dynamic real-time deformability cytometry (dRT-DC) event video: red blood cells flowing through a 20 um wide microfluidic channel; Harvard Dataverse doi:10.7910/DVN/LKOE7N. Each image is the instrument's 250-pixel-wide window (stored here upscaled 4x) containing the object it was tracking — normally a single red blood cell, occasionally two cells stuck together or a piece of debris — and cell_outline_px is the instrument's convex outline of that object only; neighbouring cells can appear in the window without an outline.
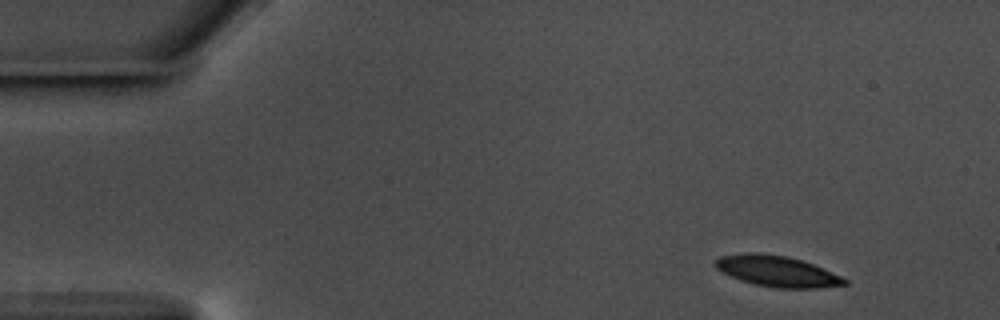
{"species": "common noctule bat (a hibernating species)", "species_latin": "Nyctalus noctula", "temperature_condition": "warm", "stored_images_in_passage": 53, "camera_frame_rate_fps": 3000, "um_per_image_px": 0.085, "animal": {"sex": "male", "body_mass_g": 17.5, "forearm_length_mm": 52.3}, "frame": {"image": 1, "passage_image": 1, "time_ms": 0.0, "image_size_px": [1000, 320], "cell_outline_px": [[848, 284], [816, 288], [776, 288], [756, 284], [740, 280], [716, 268], [716, 260], [720, 256], [748, 252], [756, 252], [788, 256], [812, 264], [840, 276], [848, 280]], "centroid_in_image_um": [66.05, 23.05], "position_along_channel_um": 18.9, "area_um2": 22.89}}
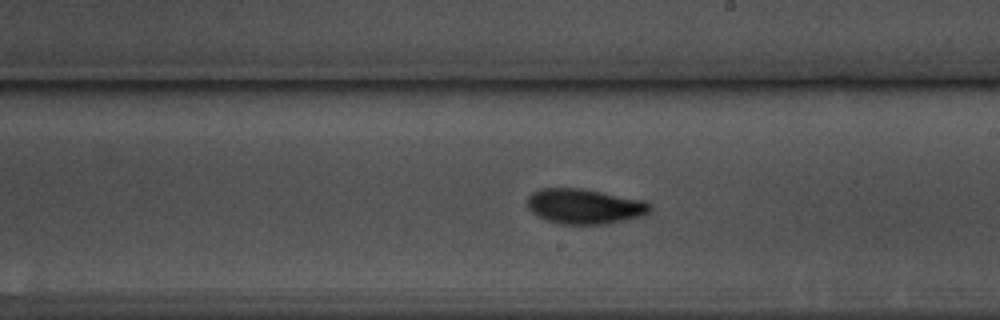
{"frame": {"image": 2, "passage_image": 28, "time_ms": 9.0, "image_size_px": [1000, 320], "cell_outline_px": [[652, 208], [644, 216], [608, 224], [556, 224], [544, 220], [536, 216], [528, 208], [528, 196], [532, 192], [540, 188], [580, 188], [644, 200], [652, 204]], "centroid_in_image_um": [49.68, 17.55], "position_along_channel_um": 239.3, "area_um2": 25.43}}
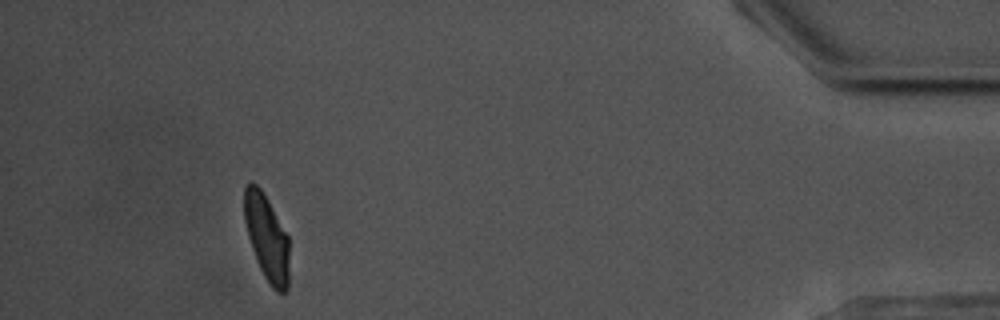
{"frame": {"image": 3, "passage_image": 48, "time_ms": 15.667, "image_size_px": [1000, 320], "cell_outline_px": [[288, 288], [284, 292], [276, 292], [272, 288], [264, 276], [256, 260], [248, 236], [244, 220], [244, 184], [256, 184], [260, 188], [268, 200], [288, 236]], "centroid_in_image_um": [22.66, 20.2], "position_along_channel_um": 412.5, "area_um2": 22.31}, "authors_computed_cell_mechanics": {"area_um2": 23.8136, "velocity_mm_per_s": 3.5406, "shape_relaxation_time_tau1_ms": 4.2857, "shape_relaxation_time_tau2_ms": 3.8035, "deformation_change_tau1": 0.1533, "deformation_change_tau2": 0.0904}}